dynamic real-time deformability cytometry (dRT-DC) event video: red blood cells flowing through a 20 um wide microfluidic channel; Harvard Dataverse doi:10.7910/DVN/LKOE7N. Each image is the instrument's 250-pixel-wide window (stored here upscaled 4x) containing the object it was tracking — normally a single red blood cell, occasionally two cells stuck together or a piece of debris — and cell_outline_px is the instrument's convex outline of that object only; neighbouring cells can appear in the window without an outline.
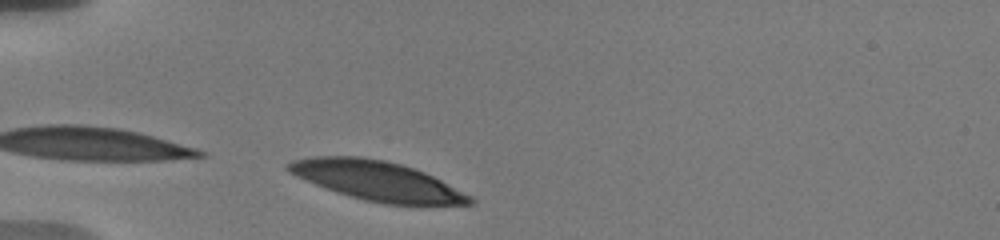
{"species": "human", "species_latin": "Homo sapiens", "temperature_condition": "warm", "stored_images_in_passage": 13, "camera_frame_rate_fps": 3000, "um_per_image_px": 0.085, "donor": {"sex": "male"}, "frame": {"image": 1, "passage_image": 1, "time_ms": 0.0, "image_size_px": [1000, 240], "cell_outline_px": [[476, 204], [384, 204], [364, 200], [336, 192], [316, 184], [288, 172], [284, 168], [292, 160], [316, 156], [360, 156], [384, 160], [400, 164], [424, 172], [472, 196], [476, 200]], "centroid_in_image_um": [32.04, 15.36], "position_along_channel_um": 53.0, "area_um2": 41.27}}
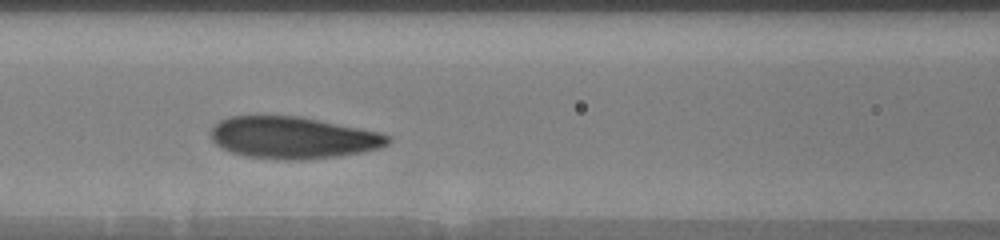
{"frame": {"image": 2, "passage_image": 10, "time_ms": 3.0, "image_size_px": [1000, 240], "cell_outline_px": [[392, 140], [388, 144], [380, 148], [360, 152], [336, 156], [308, 160], [288, 160], [244, 156], [220, 148], [208, 136], [208, 132], [212, 124], [228, 116], [300, 116], [380, 132], [392, 136]], "centroid_in_image_um": [24.85, 11.7], "position_along_channel_um": 141.7, "area_um2": 43.7}}
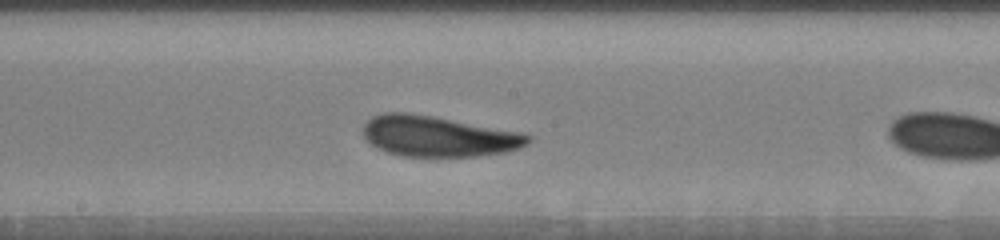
{"frame": {"image": 3, "passage_image": 12, "time_ms": 3.667, "image_size_px": [1000, 240], "cell_outline_px": [[532, 140], [528, 144], [520, 148], [504, 152], [476, 156], [404, 156], [388, 152], [376, 148], [364, 136], [364, 124], [372, 116], [384, 112], [404, 112], [432, 116], [520, 132], [532, 136]], "centroid_in_image_um": [37.26, 11.58], "position_along_channel_um": 210.9, "area_um2": 38.78}}